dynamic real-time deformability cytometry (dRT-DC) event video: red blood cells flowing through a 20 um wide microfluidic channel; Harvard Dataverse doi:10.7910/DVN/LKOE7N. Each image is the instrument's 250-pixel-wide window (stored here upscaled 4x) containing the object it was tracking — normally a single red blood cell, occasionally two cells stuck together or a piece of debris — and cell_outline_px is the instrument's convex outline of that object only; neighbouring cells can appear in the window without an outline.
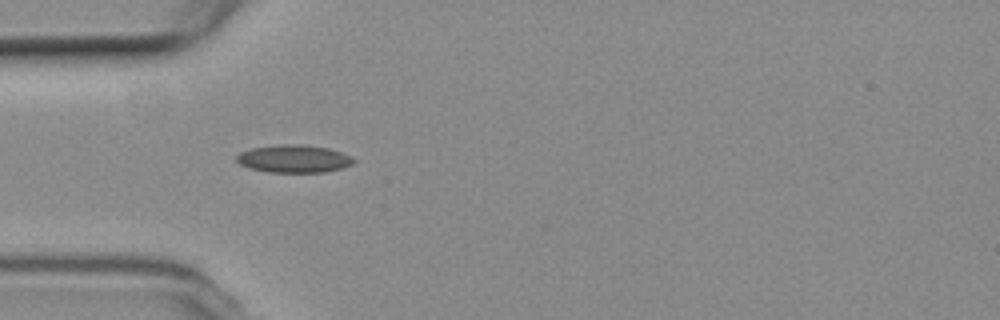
{"species": "common noctule bat (a hibernating species)", "species_latin": "Nyctalus noctula", "temperature_condition": "room temperature", "stored_images_in_passage": 39, "camera_frame_rate_fps": 3000, "um_per_image_px": 0.085, "animal": {"sex": "female", "body_mass_g": 19.3, "forearm_length_mm": 54.1}, "frame": {"image": 1, "passage_image": 1, "time_ms": 0.0, "image_size_px": [1000, 320], "cell_outline_px": [[356, 160], [352, 164], [340, 168], [324, 172], [268, 172], [248, 168], [240, 164], [236, 160], [236, 156], [240, 152], [252, 148], [284, 144], [300, 144], [328, 148], [352, 156]], "centroid_in_image_um": [24.97, 13.49], "position_along_channel_um": 60.0, "area_um2": 18.84}}
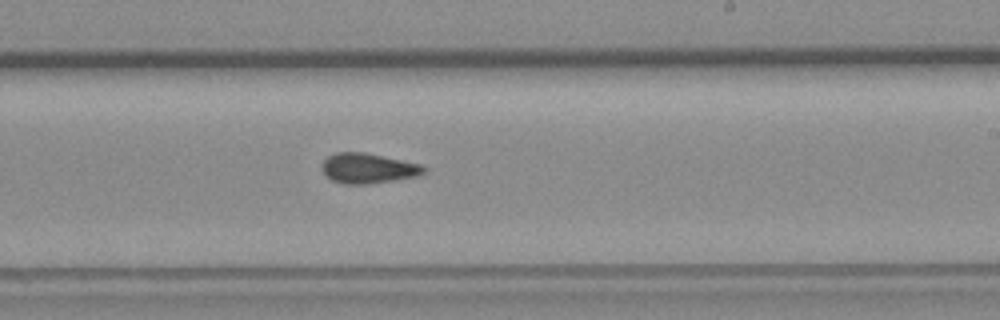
{"frame": {"image": 2, "passage_image": 17, "time_ms": 5.333, "image_size_px": [1000, 320], "cell_outline_px": [[428, 172], [416, 176], [396, 180], [368, 184], [344, 184], [332, 180], [320, 168], [320, 164], [328, 156], [336, 152], [364, 152], [420, 164], [428, 168]], "centroid_in_image_um": [31.29, 14.31], "position_along_channel_um": 257.7, "area_um2": 17.98}}
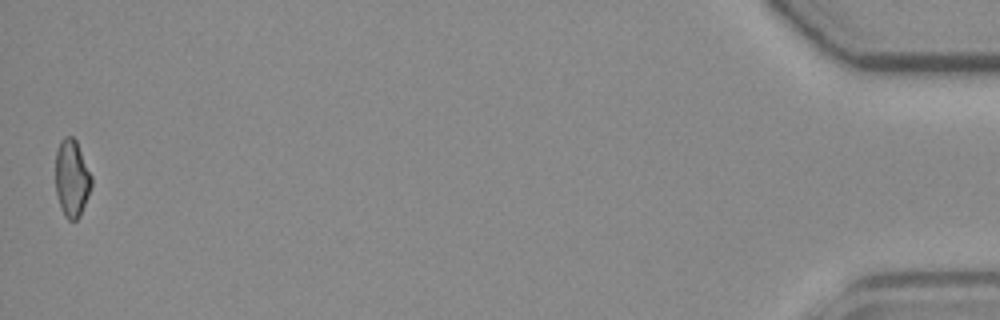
{"frame": {"image": 3, "passage_image": 39, "time_ms": 12.667, "image_size_px": [1000, 320], "cell_outline_px": [[92, 184], [88, 196], [80, 216], [76, 220], [68, 220], [64, 216], [60, 208], [56, 192], [56, 152], [60, 140], [64, 136], [72, 136], [76, 140], [92, 176]], "centroid_in_image_um": [6.1, 15.16], "position_along_channel_um": 429.1, "area_um2": 16.3}, "authors_computed_cell_mechanics": {"area_um2": 17.2822, "velocity_mm_per_s": 3.7336, "shape_relaxation_time_tau1_ms": null, "shape_relaxation_time_tau2_ms": 3.6748, "deformation_change_tau1": null, "deformation_change_tau2": 0.1091}}